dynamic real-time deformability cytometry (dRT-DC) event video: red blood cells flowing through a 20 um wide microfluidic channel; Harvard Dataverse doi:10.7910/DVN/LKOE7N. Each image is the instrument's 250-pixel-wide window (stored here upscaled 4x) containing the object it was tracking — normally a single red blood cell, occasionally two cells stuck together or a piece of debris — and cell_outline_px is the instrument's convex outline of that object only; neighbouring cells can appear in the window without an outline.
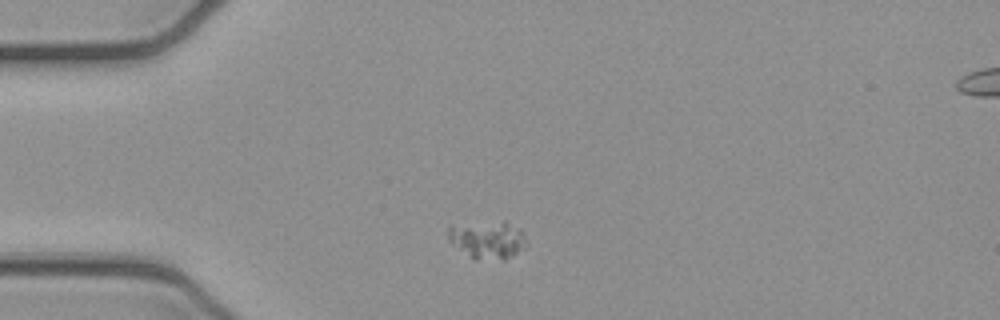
{"species": "common noctule bat (a hibernating species)", "species_latin": "Nyctalus noctula", "temperature_condition": "cold", "stored_images_in_passage": 2, "segment_of_instrument_passage": [1, 2], "camera_frame_rate_fps": 3000, "um_per_image_px": 0.085, "animal": {"sex": "female", "body_mass_g": 21.9}, "frame": {"image": 1, "passage_image": 1, "time_ms": 0.0, "image_size_px": [1000, 320], "cell_outline_px": [[524, 248], [504, 260], [476, 260], [452, 244], [448, 240], [448, 228], [452, 224], [504, 220], [520, 228], [524, 232]], "centroid_in_image_um": [41.42, 20.35], "position_along_channel_um": 43.6, "area_um2": 17.51}}